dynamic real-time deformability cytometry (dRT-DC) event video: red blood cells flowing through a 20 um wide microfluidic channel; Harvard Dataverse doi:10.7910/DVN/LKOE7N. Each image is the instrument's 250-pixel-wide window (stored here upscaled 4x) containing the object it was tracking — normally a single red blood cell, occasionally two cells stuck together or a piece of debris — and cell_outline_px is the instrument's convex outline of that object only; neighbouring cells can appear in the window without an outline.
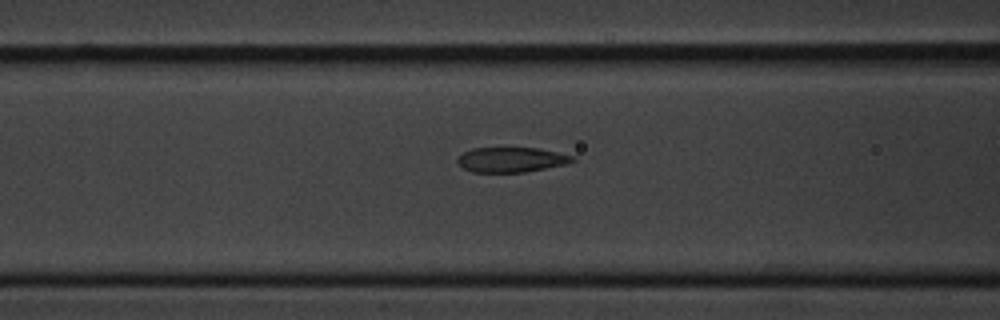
{"species": "common noctule bat (a hibernating species)", "species_latin": "Nyctalus noctula", "temperature_condition": "cold", "stored_images_in_passage": 5, "segment_of_instrument_passage": [2, 2], "camera_frame_rate_fps": 3000, "um_per_image_px": 0.085, "animal": {"sex": "male", "body_mass_g": 20.1, "forearm_length_mm": 53.5}, "frame": {"image": 1, "passage_image": 5, "time_ms": 5.0, "image_size_px": [1000, 320], "cell_outline_px": [[576, 160], [564, 164], [524, 172], [472, 172], [464, 168], [456, 160], [464, 152], [472, 148], [540, 148], [572, 156]], "centroid_in_image_um": [43.43, 13.57], "position_along_channel_um": 123.2, "area_um2": 16.42}}